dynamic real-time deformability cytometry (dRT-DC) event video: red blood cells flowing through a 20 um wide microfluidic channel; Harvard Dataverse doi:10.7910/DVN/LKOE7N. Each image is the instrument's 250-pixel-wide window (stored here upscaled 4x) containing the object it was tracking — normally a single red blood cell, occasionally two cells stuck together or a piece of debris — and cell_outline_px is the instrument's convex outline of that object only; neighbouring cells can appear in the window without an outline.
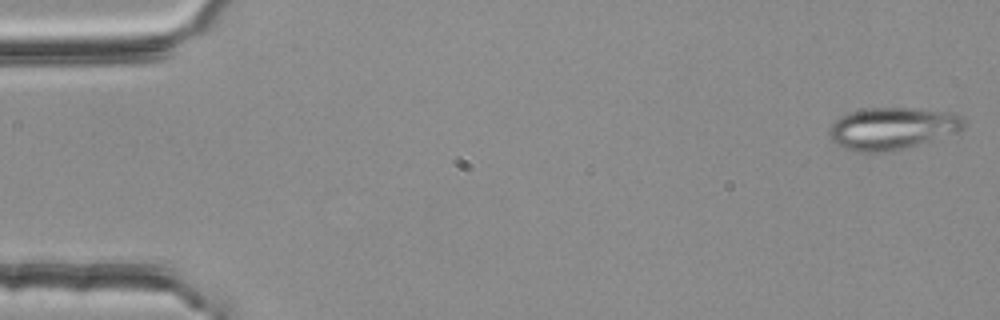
{"species": "common noctule bat (a hibernating species)", "species_latin": "Nyctalus noctula", "temperature_condition": "room temperature", "stored_images_in_passage": 44, "camera_frame_rate_fps": 3000, "um_per_image_px": 0.085, "animal": {"sex": "female", "body_mass_g": 25.1}, "frame": {"image": 1, "passage_image": 1, "time_ms": 0.0, "image_size_px": [1000, 320], "cell_outline_px": [[964, 128], [960, 132], [916, 144], [900, 148], [872, 152], [856, 152], [844, 148], [836, 144], [832, 140], [828, 132], [832, 124], [836, 120], [852, 112], [868, 108], [912, 108], [956, 112], [964, 116]], "centroid_in_image_um": [75.89, 10.89], "position_along_channel_um": 9.1, "area_um2": 32.66}}
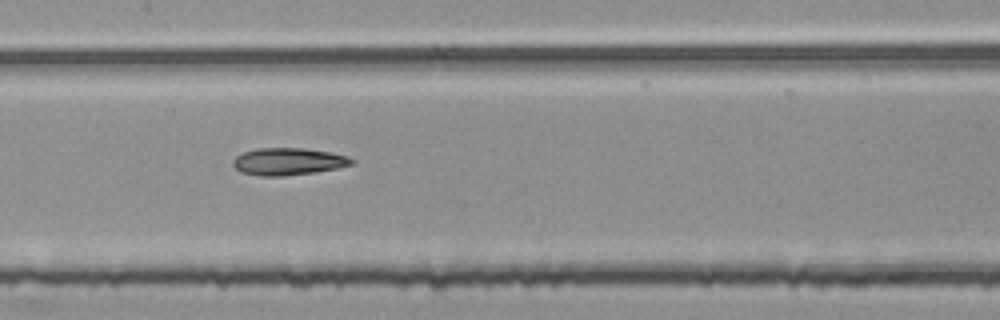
{"frame": {"image": 2, "passage_image": 26, "time_ms": 8.333, "image_size_px": [1000, 320], "cell_outline_px": [[356, 164], [316, 172], [284, 176], [260, 176], [240, 172], [232, 164], [232, 160], [236, 156], [244, 152], [256, 148], [304, 148], [332, 152], [348, 156], [356, 160]], "centroid_in_image_um": [24.53, 13.73], "position_along_channel_um": 182.9, "area_um2": 19.07}}
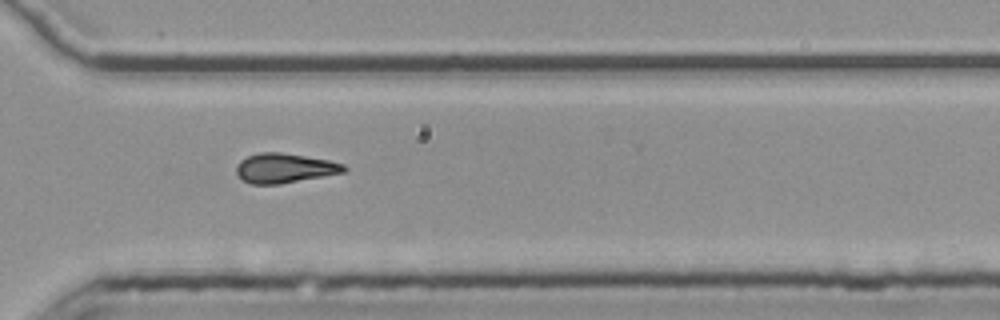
{"frame": {"image": 3, "passage_image": 39, "time_ms": 12.667, "image_size_px": [1000, 320], "cell_outline_px": [[348, 168], [344, 172], [280, 184], [252, 184], [244, 180], [236, 172], [236, 164], [240, 160], [248, 156], [260, 152], [280, 152], [328, 160], [344, 164]], "centroid_in_image_um": [24.18, 14.28], "position_along_channel_um": 346.4, "area_um2": 18.38}}